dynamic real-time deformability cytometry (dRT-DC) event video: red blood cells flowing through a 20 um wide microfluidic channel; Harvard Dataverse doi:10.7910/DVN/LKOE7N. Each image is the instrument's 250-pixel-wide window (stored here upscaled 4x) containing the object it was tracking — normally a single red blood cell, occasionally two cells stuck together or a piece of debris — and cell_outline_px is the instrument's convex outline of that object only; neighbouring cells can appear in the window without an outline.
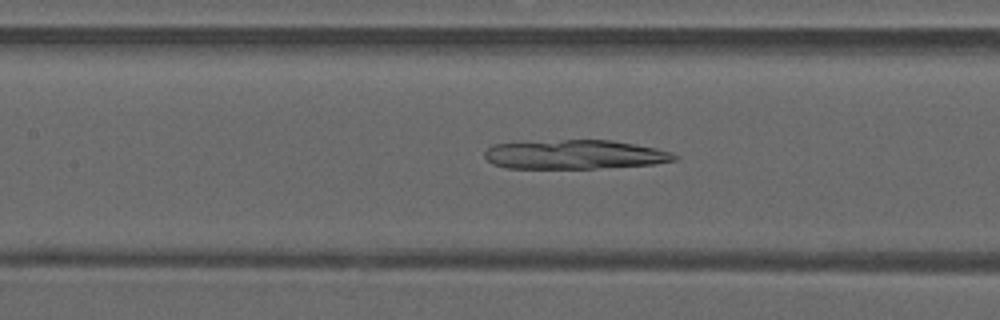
{"species": "common noctule bat (a hibernating species)", "species_latin": "Nyctalus noctula", "temperature_condition": "warm", "stored_images_in_passage": 39, "camera_frame_rate_fps": 3000, "um_per_image_px": 0.085, "animal": {"sex": "male", "forearm_length_mm": 52.5}, "frame": {"image": 1, "passage_image": 15, "time_ms": 4.667, "image_size_px": [1000, 320], "cell_outline_px": [[680, 156], [676, 160], [652, 164], [596, 168], [508, 168], [492, 164], [484, 156], [484, 152], [492, 144], [564, 140], [612, 140], [656, 148], [672, 152]], "centroid_in_image_um": [48.87, 13.13], "position_along_channel_um": 158.5, "area_um2": 32.08}}
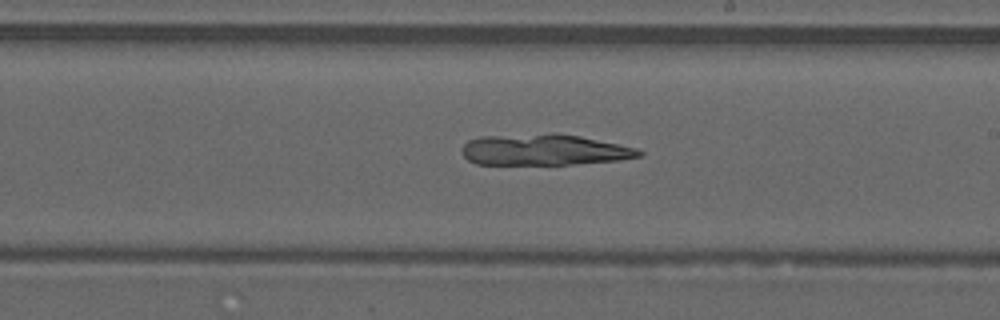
{"frame": {"image": 2, "passage_image": 21, "time_ms": 6.667, "image_size_px": [1000, 320], "cell_outline_px": [[644, 152], [640, 156], [620, 160], [572, 164], [476, 164], [468, 160], [460, 152], [464, 144], [468, 140], [480, 136], [556, 132], [580, 136], [636, 148]], "centroid_in_image_um": [46.21, 12.72], "position_along_channel_um": 242.8, "area_um2": 32.31}}
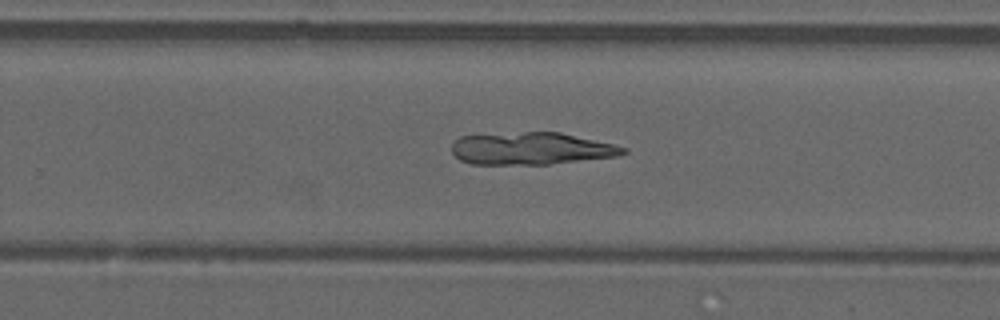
{"frame": {"image": 3, "passage_image": 24, "time_ms": 7.667, "image_size_px": [1000, 320], "cell_outline_px": [[628, 152], [616, 156], [548, 164], [472, 164], [460, 160], [452, 152], [452, 144], [460, 136], [524, 132], [560, 132], [612, 144], [628, 148]], "centroid_in_image_um": [45.15, 12.62], "position_along_channel_um": 284.7, "area_um2": 31.96}}